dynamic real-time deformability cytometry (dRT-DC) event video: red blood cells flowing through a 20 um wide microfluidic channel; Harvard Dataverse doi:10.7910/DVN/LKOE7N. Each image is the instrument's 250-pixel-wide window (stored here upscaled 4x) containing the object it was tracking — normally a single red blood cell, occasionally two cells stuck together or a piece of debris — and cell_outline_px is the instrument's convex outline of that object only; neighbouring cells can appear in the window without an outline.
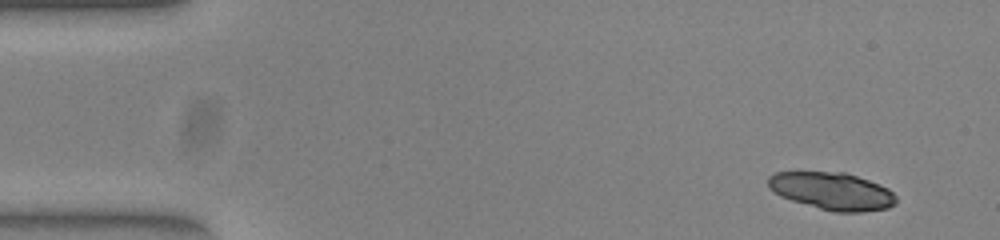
{"species": "common noctule bat (a hibernating species)", "species_latin": "Nyctalus noctula", "temperature_condition": "warm", "stored_images_in_passage": 49, "camera_frame_rate_fps": 3000, "um_per_image_px": 0.085, "animal": {"sex": "female", "body_mass_g": 23.0, "forearm_length_mm": 53.4}, "frame": {"image": 1, "passage_image": 1, "time_ms": 0.0, "image_size_px": [1000, 240], "cell_outline_px": [[896, 204], [888, 208], [860, 212], [836, 212], [820, 208], [792, 200], [780, 196], [768, 188], [768, 176], [776, 172], [844, 172], [880, 184], [888, 188], [896, 196]], "centroid_in_image_um": [70.73, 16.24], "position_along_channel_um": 14.3, "area_um2": 27.8}}
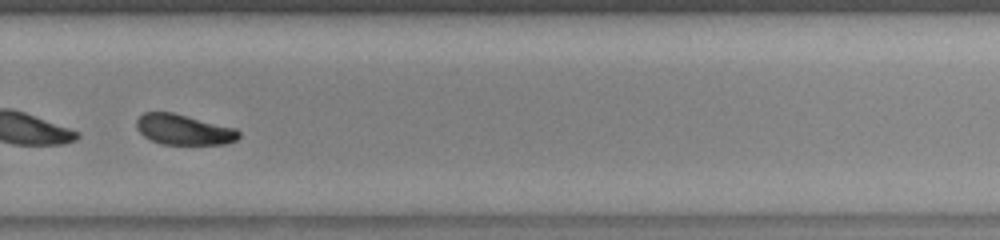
{"frame": {"image": 2, "passage_image": 33, "time_ms": 10.667, "image_size_px": [1000, 240], "cell_outline_px": [[240, 136], [236, 140], [228, 144], [160, 144], [144, 136], [136, 128], [136, 120], [144, 112], [172, 112], [236, 128], [240, 132]], "centroid_in_image_um": [15.63, 11.02], "position_along_channel_um": 314.2, "area_um2": 18.15}, "authors_computed_cell_mechanics": {"area_um2": 19.4208, "velocity_mm_per_s": 3.9116, "shape_relaxation_time_tau1_ms": 2.2167, "shape_relaxation_time_tau2_ms": 3.296, "deformation_change_tau1": 0.093, "deformation_change_tau2": 0.0717}}